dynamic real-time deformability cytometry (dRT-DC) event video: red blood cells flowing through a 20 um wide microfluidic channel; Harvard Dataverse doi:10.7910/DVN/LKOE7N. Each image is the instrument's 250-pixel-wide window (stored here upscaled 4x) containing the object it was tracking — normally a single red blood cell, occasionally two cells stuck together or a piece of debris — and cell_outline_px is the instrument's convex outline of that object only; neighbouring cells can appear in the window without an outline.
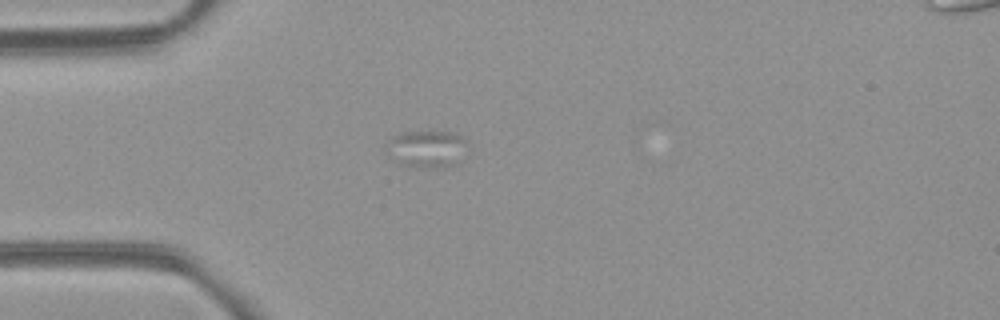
{"species": "common noctule bat (a hibernating species)", "species_latin": "Nyctalus noctula", "temperature_condition": "room temperature", "stored_images_in_passage": 4, "camera_frame_rate_fps": 3000, "um_per_image_px": 0.085, "animal": {"sex": "female", "body_mass_g": 21.9}, "frame": {"image": 1, "passage_image": 2, "time_ms": 1.0, "image_size_px": [1000, 320], "cell_outline_px": [[468, 140], [456, 164], [444, 168], [408, 164], [388, 156], [392, 136], [400, 132], [448, 132], [460, 136]], "centroid_in_image_um": [36.32, 12.62], "position_along_channel_um": 48.7, "area_um2": 16.53}}